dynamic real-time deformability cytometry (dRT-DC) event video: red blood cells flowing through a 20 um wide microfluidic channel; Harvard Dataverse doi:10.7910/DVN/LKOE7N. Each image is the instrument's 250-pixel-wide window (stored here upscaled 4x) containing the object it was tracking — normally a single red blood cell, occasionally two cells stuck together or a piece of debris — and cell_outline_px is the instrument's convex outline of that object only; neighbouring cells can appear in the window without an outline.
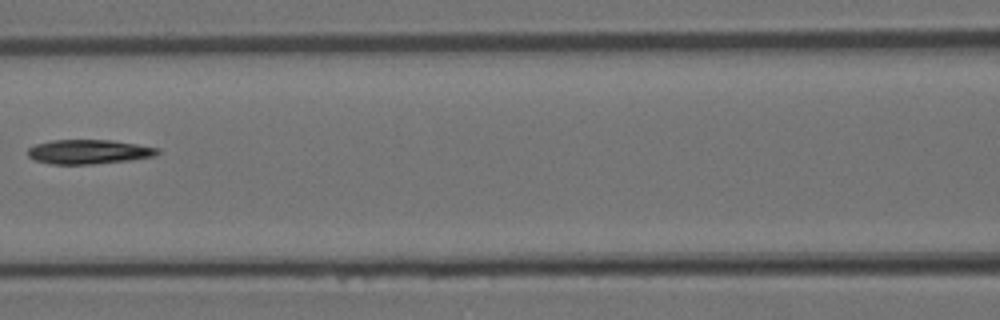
{"species": "Egyptian fruit bat (a non-hibernating species)", "species_latin": "Rousettus aegyptiacus", "temperature_condition": "room temperature", "stored_images_in_passage": 5, "camera_frame_rate_fps": 3000, "um_per_image_px": 0.085, "animal": {"sex": "female"}, "frame": {"image": 1, "passage_image": 5, "time_ms": 1.333, "image_size_px": [1000, 320], "cell_outline_px": [[160, 152], [156, 156], [132, 160], [92, 164], [52, 164], [36, 160], [28, 156], [28, 148], [36, 144], [52, 140], [112, 140], [160, 148]], "centroid_in_image_um": [7.58, 12.9], "position_along_channel_um": 159.0, "area_um2": 18.44}}